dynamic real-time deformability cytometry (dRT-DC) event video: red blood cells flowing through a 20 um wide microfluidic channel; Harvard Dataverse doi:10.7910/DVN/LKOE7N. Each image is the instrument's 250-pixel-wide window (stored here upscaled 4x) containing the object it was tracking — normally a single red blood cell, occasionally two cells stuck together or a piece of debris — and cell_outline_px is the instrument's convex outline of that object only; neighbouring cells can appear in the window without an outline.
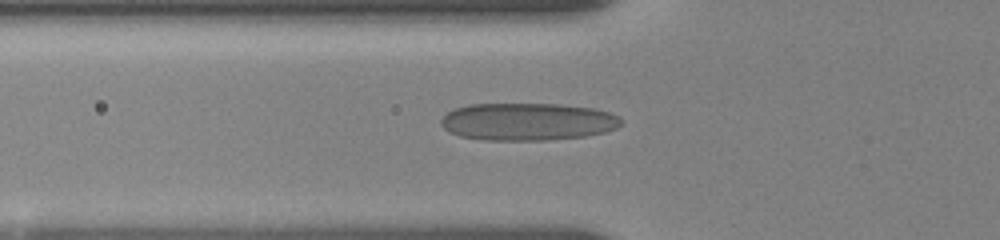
{"species": "human", "species_latin": "Homo sapiens", "temperature_condition": "room temperature", "stored_images_in_passage": 12, "camera_frame_rate_fps": 3000, "um_per_image_px": 0.085, "donor": {"sex": "female"}, "frame": {"image": 1, "passage_image": 11, "time_ms": 5.333, "image_size_px": [1000, 240], "cell_outline_px": [[620, 124], [616, 128], [604, 132], [584, 136], [544, 140], [484, 140], [460, 136], [448, 132], [440, 124], [440, 120], [448, 112], [456, 108], [468, 104], [560, 104], [592, 108], [608, 112], [620, 116]], "centroid_in_image_um": [44.81, 10.34], "position_along_channel_um": 81.0, "area_um2": 39.3}}